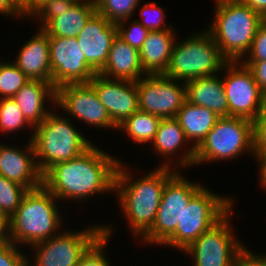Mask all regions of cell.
Listing matches in <instances>:
<instances>
[{
  "instance_id": "cell-16",
  "label": "cell",
  "mask_w": 266,
  "mask_h": 266,
  "mask_svg": "<svg viewBox=\"0 0 266 266\" xmlns=\"http://www.w3.org/2000/svg\"><path fill=\"white\" fill-rule=\"evenodd\" d=\"M88 83L117 127L139 110L136 82L109 79L97 73Z\"/></svg>"
},
{
  "instance_id": "cell-26",
  "label": "cell",
  "mask_w": 266,
  "mask_h": 266,
  "mask_svg": "<svg viewBox=\"0 0 266 266\" xmlns=\"http://www.w3.org/2000/svg\"><path fill=\"white\" fill-rule=\"evenodd\" d=\"M184 142H187V139L178 119L176 117L162 118L152 142L153 151L160 156L172 158L173 154L177 152L176 150L184 146Z\"/></svg>"
},
{
  "instance_id": "cell-46",
  "label": "cell",
  "mask_w": 266,
  "mask_h": 266,
  "mask_svg": "<svg viewBox=\"0 0 266 266\" xmlns=\"http://www.w3.org/2000/svg\"><path fill=\"white\" fill-rule=\"evenodd\" d=\"M241 0H215L216 5L222 4V3H229V2H239Z\"/></svg>"
},
{
  "instance_id": "cell-43",
  "label": "cell",
  "mask_w": 266,
  "mask_h": 266,
  "mask_svg": "<svg viewBox=\"0 0 266 266\" xmlns=\"http://www.w3.org/2000/svg\"><path fill=\"white\" fill-rule=\"evenodd\" d=\"M15 6L26 16L33 8V0H11Z\"/></svg>"
},
{
  "instance_id": "cell-1",
  "label": "cell",
  "mask_w": 266,
  "mask_h": 266,
  "mask_svg": "<svg viewBox=\"0 0 266 266\" xmlns=\"http://www.w3.org/2000/svg\"><path fill=\"white\" fill-rule=\"evenodd\" d=\"M120 160L92 145L79 156L50 167L42 184L59 200H83L94 194L115 191Z\"/></svg>"
},
{
  "instance_id": "cell-42",
  "label": "cell",
  "mask_w": 266,
  "mask_h": 266,
  "mask_svg": "<svg viewBox=\"0 0 266 266\" xmlns=\"http://www.w3.org/2000/svg\"><path fill=\"white\" fill-rule=\"evenodd\" d=\"M266 20V0H241Z\"/></svg>"
},
{
  "instance_id": "cell-20",
  "label": "cell",
  "mask_w": 266,
  "mask_h": 266,
  "mask_svg": "<svg viewBox=\"0 0 266 266\" xmlns=\"http://www.w3.org/2000/svg\"><path fill=\"white\" fill-rule=\"evenodd\" d=\"M29 80H42L52 84L49 36L39 30L20 49L13 61Z\"/></svg>"
},
{
  "instance_id": "cell-30",
  "label": "cell",
  "mask_w": 266,
  "mask_h": 266,
  "mask_svg": "<svg viewBox=\"0 0 266 266\" xmlns=\"http://www.w3.org/2000/svg\"><path fill=\"white\" fill-rule=\"evenodd\" d=\"M28 81L14 62L0 61V98H12Z\"/></svg>"
},
{
  "instance_id": "cell-25",
  "label": "cell",
  "mask_w": 266,
  "mask_h": 266,
  "mask_svg": "<svg viewBox=\"0 0 266 266\" xmlns=\"http://www.w3.org/2000/svg\"><path fill=\"white\" fill-rule=\"evenodd\" d=\"M95 12V5L87 2H75L72 7L53 18L43 30L49 37H77Z\"/></svg>"
},
{
  "instance_id": "cell-36",
  "label": "cell",
  "mask_w": 266,
  "mask_h": 266,
  "mask_svg": "<svg viewBox=\"0 0 266 266\" xmlns=\"http://www.w3.org/2000/svg\"><path fill=\"white\" fill-rule=\"evenodd\" d=\"M248 58L240 62H259L266 60V20H264L257 29L256 35L249 49Z\"/></svg>"
},
{
  "instance_id": "cell-29",
  "label": "cell",
  "mask_w": 266,
  "mask_h": 266,
  "mask_svg": "<svg viewBox=\"0 0 266 266\" xmlns=\"http://www.w3.org/2000/svg\"><path fill=\"white\" fill-rule=\"evenodd\" d=\"M141 0H98L96 12L112 23L132 18Z\"/></svg>"
},
{
  "instance_id": "cell-48",
  "label": "cell",
  "mask_w": 266,
  "mask_h": 266,
  "mask_svg": "<svg viewBox=\"0 0 266 266\" xmlns=\"http://www.w3.org/2000/svg\"><path fill=\"white\" fill-rule=\"evenodd\" d=\"M7 242H9V237H0V247Z\"/></svg>"
},
{
  "instance_id": "cell-32",
  "label": "cell",
  "mask_w": 266,
  "mask_h": 266,
  "mask_svg": "<svg viewBox=\"0 0 266 266\" xmlns=\"http://www.w3.org/2000/svg\"><path fill=\"white\" fill-rule=\"evenodd\" d=\"M112 233L111 228L104 226V232L83 253L77 266H111L103 249L108 245Z\"/></svg>"
},
{
  "instance_id": "cell-44",
  "label": "cell",
  "mask_w": 266,
  "mask_h": 266,
  "mask_svg": "<svg viewBox=\"0 0 266 266\" xmlns=\"http://www.w3.org/2000/svg\"><path fill=\"white\" fill-rule=\"evenodd\" d=\"M256 160H258V164L260 165V183L262 185V187H264V189L266 188V157H261V158H257ZM261 163V164H260Z\"/></svg>"
},
{
  "instance_id": "cell-28",
  "label": "cell",
  "mask_w": 266,
  "mask_h": 266,
  "mask_svg": "<svg viewBox=\"0 0 266 266\" xmlns=\"http://www.w3.org/2000/svg\"><path fill=\"white\" fill-rule=\"evenodd\" d=\"M27 191L21 184L0 176V213L9 219L17 211Z\"/></svg>"
},
{
  "instance_id": "cell-31",
  "label": "cell",
  "mask_w": 266,
  "mask_h": 266,
  "mask_svg": "<svg viewBox=\"0 0 266 266\" xmlns=\"http://www.w3.org/2000/svg\"><path fill=\"white\" fill-rule=\"evenodd\" d=\"M26 126L27 128L32 127L17 103L12 98H0V131L3 134L11 131L14 133V131H19Z\"/></svg>"
},
{
  "instance_id": "cell-45",
  "label": "cell",
  "mask_w": 266,
  "mask_h": 266,
  "mask_svg": "<svg viewBox=\"0 0 266 266\" xmlns=\"http://www.w3.org/2000/svg\"><path fill=\"white\" fill-rule=\"evenodd\" d=\"M0 237H9L8 219L0 213Z\"/></svg>"
},
{
  "instance_id": "cell-40",
  "label": "cell",
  "mask_w": 266,
  "mask_h": 266,
  "mask_svg": "<svg viewBox=\"0 0 266 266\" xmlns=\"http://www.w3.org/2000/svg\"><path fill=\"white\" fill-rule=\"evenodd\" d=\"M240 264L242 266H266V254L258 255L246 247L242 250Z\"/></svg>"
},
{
  "instance_id": "cell-3",
  "label": "cell",
  "mask_w": 266,
  "mask_h": 266,
  "mask_svg": "<svg viewBox=\"0 0 266 266\" xmlns=\"http://www.w3.org/2000/svg\"><path fill=\"white\" fill-rule=\"evenodd\" d=\"M56 200L43 184L28 190L17 211L8 219L9 241L15 245L26 243L31 246L58 235L62 217Z\"/></svg>"
},
{
  "instance_id": "cell-23",
  "label": "cell",
  "mask_w": 266,
  "mask_h": 266,
  "mask_svg": "<svg viewBox=\"0 0 266 266\" xmlns=\"http://www.w3.org/2000/svg\"><path fill=\"white\" fill-rule=\"evenodd\" d=\"M186 101L208 108L219 117L229 116V106L223 80L217 74L185 82Z\"/></svg>"
},
{
  "instance_id": "cell-7",
  "label": "cell",
  "mask_w": 266,
  "mask_h": 266,
  "mask_svg": "<svg viewBox=\"0 0 266 266\" xmlns=\"http://www.w3.org/2000/svg\"><path fill=\"white\" fill-rule=\"evenodd\" d=\"M202 187L184 208L175 232L162 244L180 251L187 249L203 233L219 222L230 210L234 201Z\"/></svg>"
},
{
  "instance_id": "cell-13",
  "label": "cell",
  "mask_w": 266,
  "mask_h": 266,
  "mask_svg": "<svg viewBox=\"0 0 266 266\" xmlns=\"http://www.w3.org/2000/svg\"><path fill=\"white\" fill-rule=\"evenodd\" d=\"M164 75H145L137 82L139 110L160 118L177 117L186 101V85ZM177 82V83H176Z\"/></svg>"
},
{
  "instance_id": "cell-50",
  "label": "cell",
  "mask_w": 266,
  "mask_h": 266,
  "mask_svg": "<svg viewBox=\"0 0 266 266\" xmlns=\"http://www.w3.org/2000/svg\"><path fill=\"white\" fill-rule=\"evenodd\" d=\"M40 0H33V7L39 2Z\"/></svg>"
},
{
  "instance_id": "cell-49",
  "label": "cell",
  "mask_w": 266,
  "mask_h": 266,
  "mask_svg": "<svg viewBox=\"0 0 266 266\" xmlns=\"http://www.w3.org/2000/svg\"><path fill=\"white\" fill-rule=\"evenodd\" d=\"M262 113L266 116V95L264 96Z\"/></svg>"
},
{
  "instance_id": "cell-35",
  "label": "cell",
  "mask_w": 266,
  "mask_h": 266,
  "mask_svg": "<svg viewBox=\"0 0 266 266\" xmlns=\"http://www.w3.org/2000/svg\"><path fill=\"white\" fill-rule=\"evenodd\" d=\"M139 11L142 19L140 23L149 31L174 30L172 25H166L165 12L161 7H158L156 3H145ZM149 13H151V15Z\"/></svg>"
},
{
  "instance_id": "cell-4",
  "label": "cell",
  "mask_w": 266,
  "mask_h": 266,
  "mask_svg": "<svg viewBox=\"0 0 266 266\" xmlns=\"http://www.w3.org/2000/svg\"><path fill=\"white\" fill-rule=\"evenodd\" d=\"M214 15L206 30L229 62H240L264 19L242 1L215 5Z\"/></svg>"
},
{
  "instance_id": "cell-2",
  "label": "cell",
  "mask_w": 266,
  "mask_h": 266,
  "mask_svg": "<svg viewBox=\"0 0 266 266\" xmlns=\"http://www.w3.org/2000/svg\"><path fill=\"white\" fill-rule=\"evenodd\" d=\"M127 167L120 161L115 177V193L132 234L142 238L155 222L166 182L177 171L171 168L173 165L168 160L150 174L131 181L132 175L127 172Z\"/></svg>"
},
{
  "instance_id": "cell-18",
  "label": "cell",
  "mask_w": 266,
  "mask_h": 266,
  "mask_svg": "<svg viewBox=\"0 0 266 266\" xmlns=\"http://www.w3.org/2000/svg\"><path fill=\"white\" fill-rule=\"evenodd\" d=\"M29 142L26 149L0 143V176L32 190L42 185V174L36 163L33 143Z\"/></svg>"
},
{
  "instance_id": "cell-15",
  "label": "cell",
  "mask_w": 266,
  "mask_h": 266,
  "mask_svg": "<svg viewBox=\"0 0 266 266\" xmlns=\"http://www.w3.org/2000/svg\"><path fill=\"white\" fill-rule=\"evenodd\" d=\"M55 105L90 126L118 129L89 83L61 85L56 89Z\"/></svg>"
},
{
  "instance_id": "cell-12",
  "label": "cell",
  "mask_w": 266,
  "mask_h": 266,
  "mask_svg": "<svg viewBox=\"0 0 266 266\" xmlns=\"http://www.w3.org/2000/svg\"><path fill=\"white\" fill-rule=\"evenodd\" d=\"M222 71L226 72L222 80L229 116L254 121L262 113L265 95L255 81L252 71L241 62H228Z\"/></svg>"
},
{
  "instance_id": "cell-5",
  "label": "cell",
  "mask_w": 266,
  "mask_h": 266,
  "mask_svg": "<svg viewBox=\"0 0 266 266\" xmlns=\"http://www.w3.org/2000/svg\"><path fill=\"white\" fill-rule=\"evenodd\" d=\"M33 130L30 140L42 175L54 164L71 160L93 145L73 127L68 118L52 111Z\"/></svg>"
},
{
  "instance_id": "cell-34",
  "label": "cell",
  "mask_w": 266,
  "mask_h": 266,
  "mask_svg": "<svg viewBox=\"0 0 266 266\" xmlns=\"http://www.w3.org/2000/svg\"><path fill=\"white\" fill-rule=\"evenodd\" d=\"M128 20L129 19H125L116 23L117 35L131 47L139 50L150 31L146 29L139 20L133 21L131 25H129L130 27L126 29L127 26H125V23H127Z\"/></svg>"
},
{
  "instance_id": "cell-17",
  "label": "cell",
  "mask_w": 266,
  "mask_h": 266,
  "mask_svg": "<svg viewBox=\"0 0 266 266\" xmlns=\"http://www.w3.org/2000/svg\"><path fill=\"white\" fill-rule=\"evenodd\" d=\"M117 36L116 23L95 12L85 23L77 40L86 61L99 72L108 59L114 38Z\"/></svg>"
},
{
  "instance_id": "cell-24",
  "label": "cell",
  "mask_w": 266,
  "mask_h": 266,
  "mask_svg": "<svg viewBox=\"0 0 266 266\" xmlns=\"http://www.w3.org/2000/svg\"><path fill=\"white\" fill-rule=\"evenodd\" d=\"M173 30L150 31L139 49L140 63L146 75H164L172 55Z\"/></svg>"
},
{
  "instance_id": "cell-10",
  "label": "cell",
  "mask_w": 266,
  "mask_h": 266,
  "mask_svg": "<svg viewBox=\"0 0 266 266\" xmlns=\"http://www.w3.org/2000/svg\"><path fill=\"white\" fill-rule=\"evenodd\" d=\"M229 211L183 252L194 258V266H238L244 245L233 235Z\"/></svg>"
},
{
  "instance_id": "cell-37",
  "label": "cell",
  "mask_w": 266,
  "mask_h": 266,
  "mask_svg": "<svg viewBox=\"0 0 266 266\" xmlns=\"http://www.w3.org/2000/svg\"><path fill=\"white\" fill-rule=\"evenodd\" d=\"M254 157H266V116L261 113L253 121Z\"/></svg>"
},
{
  "instance_id": "cell-47",
  "label": "cell",
  "mask_w": 266,
  "mask_h": 266,
  "mask_svg": "<svg viewBox=\"0 0 266 266\" xmlns=\"http://www.w3.org/2000/svg\"><path fill=\"white\" fill-rule=\"evenodd\" d=\"M76 2H87L96 6L98 0H75Z\"/></svg>"
},
{
  "instance_id": "cell-9",
  "label": "cell",
  "mask_w": 266,
  "mask_h": 266,
  "mask_svg": "<svg viewBox=\"0 0 266 266\" xmlns=\"http://www.w3.org/2000/svg\"><path fill=\"white\" fill-rule=\"evenodd\" d=\"M203 187L185 179L177 171L167 182L152 228L140 239L145 243L162 245L176 230L183 210Z\"/></svg>"
},
{
  "instance_id": "cell-21",
  "label": "cell",
  "mask_w": 266,
  "mask_h": 266,
  "mask_svg": "<svg viewBox=\"0 0 266 266\" xmlns=\"http://www.w3.org/2000/svg\"><path fill=\"white\" fill-rule=\"evenodd\" d=\"M98 74L109 79L133 82L146 75L140 63L139 50L131 47L118 35L112 42L106 64Z\"/></svg>"
},
{
  "instance_id": "cell-6",
  "label": "cell",
  "mask_w": 266,
  "mask_h": 266,
  "mask_svg": "<svg viewBox=\"0 0 266 266\" xmlns=\"http://www.w3.org/2000/svg\"><path fill=\"white\" fill-rule=\"evenodd\" d=\"M197 34V35H196ZM229 61L222 55L211 34L197 32L184 41L174 42L164 76L181 82L218 75Z\"/></svg>"
},
{
  "instance_id": "cell-11",
  "label": "cell",
  "mask_w": 266,
  "mask_h": 266,
  "mask_svg": "<svg viewBox=\"0 0 266 266\" xmlns=\"http://www.w3.org/2000/svg\"><path fill=\"white\" fill-rule=\"evenodd\" d=\"M63 232L31 245L36 249L33 266H77L83 253L104 232V226L99 224L79 232ZM27 266H30L29 261Z\"/></svg>"
},
{
  "instance_id": "cell-22",
  "label": "cell",
  "mask_w": 266,
  "mask_h": 266,
  "mask_svg": "<svg viewBox=\"0 0 266 266\" xmlns=\"http://www.w3.org/2000/svg\"><path fill=\"white\" fill-rule=\"evenodd\" d=\"M12 99L33 129L50 113L46 108L45 100H51L50 102L56 104V88L46 81L29 80Z\"/></svg>"
},
{
  "instance_id": "cell-41",
  "label": "cell",
  "mask_w": 266,
  "mask_h": 266,
  "mask_svg": "<svg viewBox=\"0 0 266 266\" xmlns=\"http://www.w3.org/2000/svg\"><path fill=\"white\" fill-rule=\"evenodd\" d=\"M4 14L5 16H23L26 17L11 0H0V15Z\"/></svg>"
},
{
  "instance_id": "cell-14",
  "label": "cell",
  "mask_w": 266,
  "mask_h": 266,
  "mask_svg": "<svg viewBox=\"0 0 266 266\" xmlns=\"http://www.w3.org/2000/svg\"><path fill=\"white\" fill-rule=\"evenodd\" d=\"M52 85L88 83L98 72L86 61L77 37H49Z\"/></svg>"
},
{
  "instance_id": "cell-33",
  "label": "cell",
  "mask_w": 266,
  "mask_h": 266,
  "mask_svg": "<svg viewBox=\"0 0 266 266\" xmlns=\"http://www.w3.org/2000/svg\"><path fill=\"white\" fill-rule=\"evenodd\" d=\"M75 2V0H40L26 16L29 18L38 16L42 21L41 25L43 24L40 29H43L53 18L72 7Z\"/></svg>"
},
{
  "instance_id": "cell-19",
  "label": "cell",
  "mask_w": 266,
  "mask_h": 266,
  "mask_svg": "<svg viewBox=\"0 0 266 266\" xmlns=\"http://www.w3.org/2000/svg\"><path fill=\"white\" fill-rule=\"evenodd\" d=\"M184 131L187 141H193L190 147L177 159L180 167L194 165L195 149L219 120V116L208 108L196 106L185 101L176 117Z\"/></svg>"
},
{
  "instance_id": "cell-38",
  "label": "cell",
  "mask_w": 266,
  "mask_h": 266,
  "mask_svg": "<svg viewBox=\"0 0 266 266\" xmlns=\"http://www.w3.org/2000/svg\"><path fill=\"white\" fill-rule=\"evenodd\" d=\"M17 246L9 241L0 247V266H27V255Z\"/></svg>"
},
{
  "instance_id": "cell-27",
  "label": "cell",
  "mask_w": 266,
  "mask_h": 266,
  "mask_svg": "<svg viewBox=\"0 0 266 266\" xmlns=\"http://www.w3.org/2000/svg\"><path fill=\"white\" fill-rule=\"evenodd\" d=\"M161 119L159 116L138 110L120 124L118 130H123L135 143L142 144L150 141L152 143Z\"/></svg>"
},
{
  "instance_id": "cell-8",
  "label": "cell",
  "mask_w": 266,
  "mask_h": 266,
  "mask_svg": "<svg viewBox=\"0 0 266 266\" xmlns=\"http://www.w3.org/2000/svg\"><path fill=\"white\" fill-rule=\"evenodd\" d=\"M245 151L254 155L253 121L234 116L220 117L195 149L194 164L236 159Z\"/></svg>"
},
{
  "instance_id": "cell-39",
  "label": "cell",
  "mask_w": 266,
  "mask_h": 266,
  "mask_svg": "<svg viewBox=\"0 0 266 266\" xmlns=\"http://www.w3.org/2000/svg\"><path fill=\"white\" fill-rule=\"evenodd\" d=\"M247 66L253 73L260 90L266 95V60L259 62H241Z\"/></svg>"
}]
</instances>
